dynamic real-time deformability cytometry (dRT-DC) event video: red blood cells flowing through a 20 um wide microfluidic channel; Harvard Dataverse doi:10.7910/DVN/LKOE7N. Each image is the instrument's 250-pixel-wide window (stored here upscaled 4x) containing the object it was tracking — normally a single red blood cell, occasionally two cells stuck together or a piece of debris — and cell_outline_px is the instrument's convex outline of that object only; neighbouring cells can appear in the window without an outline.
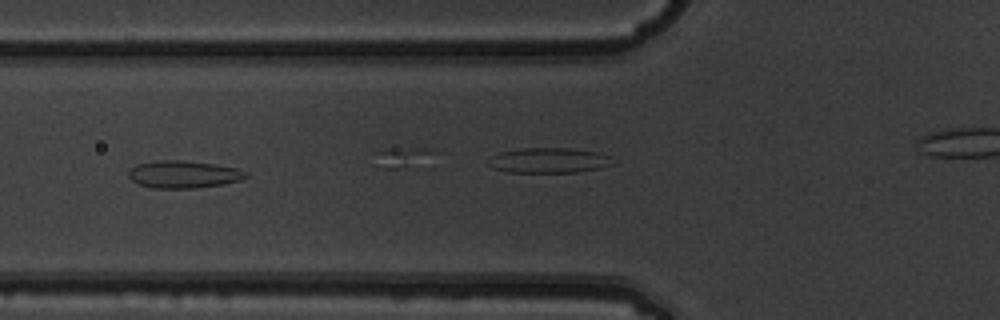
{"species": "common noctule bat (a hibernating species)", "species_latin": "Nyctalus noctula", "temperature_condition": "warm", "stored_images_in_passage": 8, "segment_of_instrument_passage": [1, 2], "camera_frame_rate_fps": 3000, "um_per_image_px": 0.085, "animal": {"sex": "male", "body_mass_g": 19.5, "forearm_length_mm": 54.6}, "frame": {"image": 1, "passage_image": 5, "time_ms": 1.333, "image_size_px": [1000, 320], "cell_outline_px": [[248, 176], [240, 180], [224, 184], [196, 188], [152, 188], [140, 184], [132, 180], [128, 176], [128, 172], [136, 164], [156, 160], [184, 160], [212, 164], [236, 168], [248, 172]], "centroid_in_image_um": [15.6, 14.82], "position_along_channel_um": 110.2, "area_um2": 18.73}}
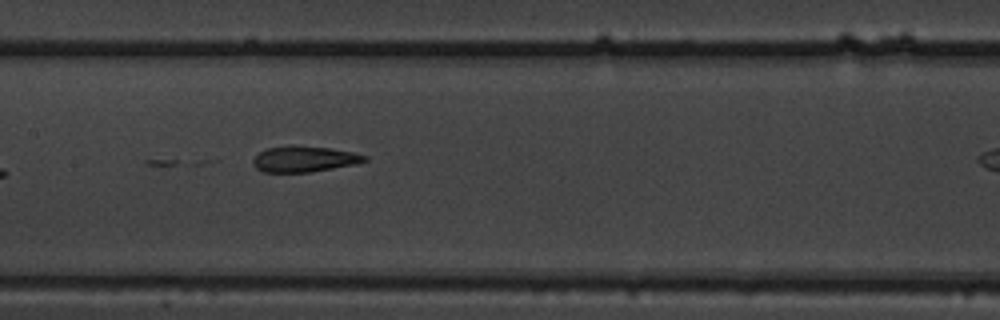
{"frame": {"image": 2, "passage_image": 7, "time_ms": 2.0, "image_size_px": [1000, 320], "cell_outline_px": [[368, 160], [356, 164], [312, 172], [264, 172], [256, 168], [252, 164], [252, 160], [260, 152], [268, 148], [292, 144], [296, 144], [328, 148], [352, 152], [368, 156]], "centroid_in_image_um": [25.86, 13.51], "position_along_channel_um": 181.5, "area_um2": 16.99}}